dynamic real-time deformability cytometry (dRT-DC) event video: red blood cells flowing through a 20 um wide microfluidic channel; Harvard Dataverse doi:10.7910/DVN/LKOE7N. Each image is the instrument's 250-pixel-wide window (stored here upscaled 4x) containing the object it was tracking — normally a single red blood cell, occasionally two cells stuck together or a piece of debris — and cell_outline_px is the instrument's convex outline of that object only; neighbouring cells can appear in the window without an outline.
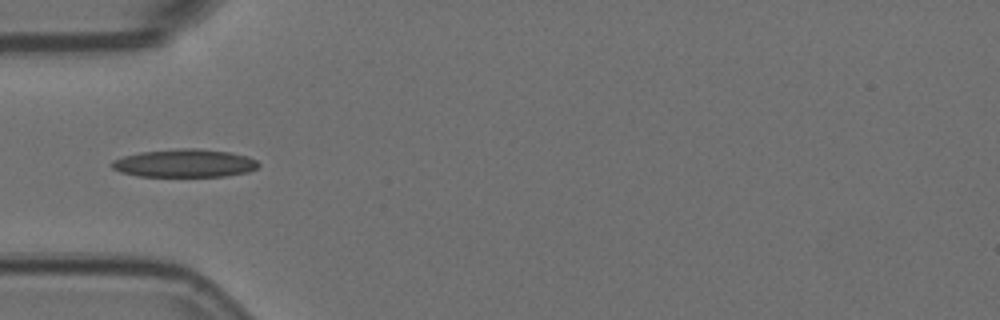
{"species": "Egyptian fruit bat (a non-hibernating species)", "species_latin": "Rousettus aegyptiacus", "temperature_condition": "room temperature", "stored_images_in_passage": 4, "camera_frame_rate_fps": 3000, "um_per_image_px": 0.085, "animal": {"sex": "female"}, "frame": {"image": 1, "passage_image": 2, "time_ms": 0.333, "image_size_px": [1000, 320], "cell_outline_px": [[260, 164], [256, 168], [248, 172], [224, 176], [136, 176], [120, 172], [112, 168], [108, 164], [112, 160], [124, 156], [140, 152], [180, 148], [196, 148], [228, 152], [248, 156], [256, 160]], "centroid_in_image_um": [15.65, 13.87], "position_along_channel_um": 69.3, "area_um2": 24.04}}
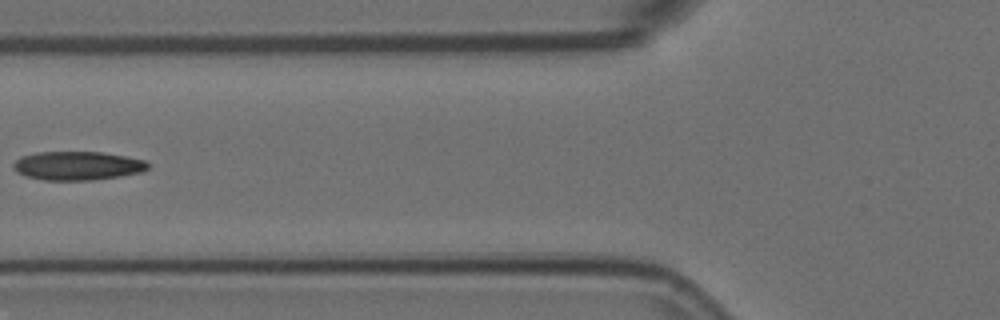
{"frame": {"image": 2, "passage_image": 3, "time_ms": 0.667, "image_size_px": [1000, 320], "cell_outline_px": [[148, 168], [144, 172], [120, 176], [92, 180], [44, 180], [24, 176], [16, 172], [12, 164], [20, 156], [36, 152], [100, 152], [124, 156], [144, 160], [148, 164]], "centroid_in_image_um": [6.55, 14.09], "position_along_channel_um": 119.2, "area_um2": 22.6}}
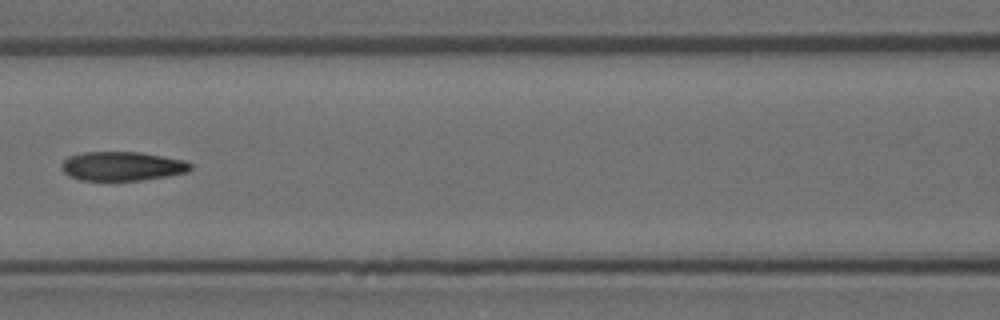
{"frame": {"image": 3, "passage_image": 4, "time_ms": 1.0, "image_size_px": [1000, 320], "cell_outline_px": [[192, 168], [188, 172], [168, 176], [144, 180], [80, 180], [68, 176], [60, 168], [60, 164], [68, 156], [84, 152], [140, 152], [184, 160], [192, 164]], "centroid_in_image_um": [10.37, 14.13], "position_along_channel_um": 156.2, "area_um2": 22.02}}